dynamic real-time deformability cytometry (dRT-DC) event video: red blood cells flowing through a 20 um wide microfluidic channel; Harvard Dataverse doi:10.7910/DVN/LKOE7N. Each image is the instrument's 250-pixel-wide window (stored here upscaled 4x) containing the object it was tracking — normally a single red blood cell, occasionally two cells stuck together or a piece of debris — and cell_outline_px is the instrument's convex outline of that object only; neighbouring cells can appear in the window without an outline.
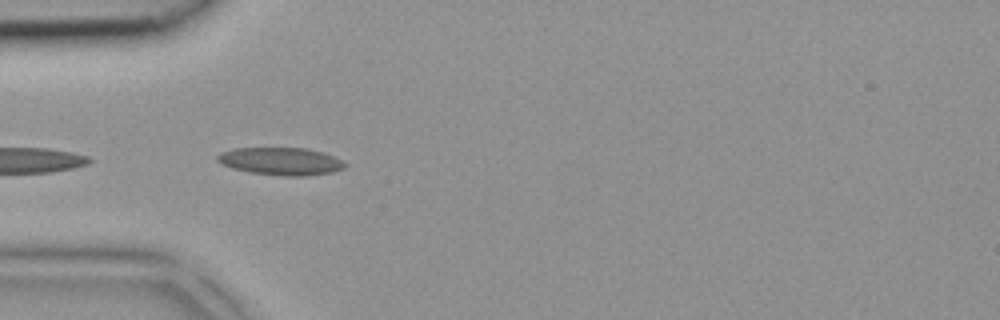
{"species": "common noctule bat (a hibernating species)", "species_latin": "Nyctalus noctula", "temperature_condition": "room temperature", "stored_images_in_passage": 4, "camera_frame_rate_fps": 3000, "um_per_image_px": 0.085, "animal": {"sex": "female", "body_mass_g": 18.4}, "frame": {"image": 1, "passage_image": 3, "time_ms": 0.667, "image_size_px": [1000, 320], "cell_outline_px": [[348, 164], [344, 168], [332, 172], [308, 176], [284, 176], [252, 172], [232, 168], [216, 160], [216, 156], [220, 152], [232, 148], [308, 148], [324, 152]], "centroid_in_image_um": [23.88, 13.7], "position_along_channel_um": 61.1, "area_um2": 20.52}}